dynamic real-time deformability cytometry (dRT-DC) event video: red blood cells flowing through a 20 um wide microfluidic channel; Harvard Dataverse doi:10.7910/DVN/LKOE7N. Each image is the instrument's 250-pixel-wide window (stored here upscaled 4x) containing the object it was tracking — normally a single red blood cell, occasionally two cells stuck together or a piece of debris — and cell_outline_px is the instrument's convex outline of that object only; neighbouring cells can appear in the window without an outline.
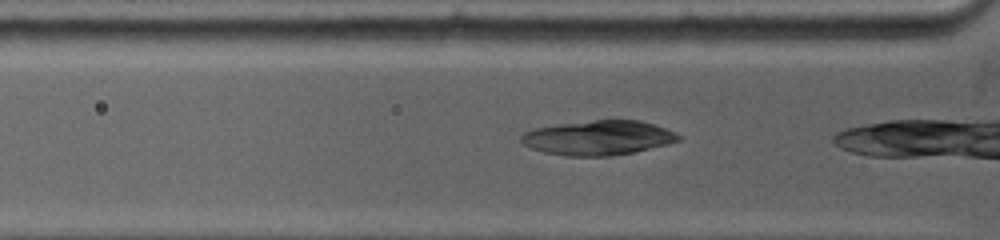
{"species": "common noctule bat (a hibernating species)", "species_latin": "Nyctalus noctula", "temperature_condition": "warm", "stored_images_in_passage": 40, "camera_frame_rate_fps": 5000, "um_per_image_px": 0.085, "animal": {"sex": "female", "body_mass_g": 19.0, "forearm_length_mm": 53.3}, "frame": {"image": 1, "passage_image": 4, "time_ms": 0.8, "image_size_px": [1000, 240], "cell_outline_px": [[680, 140], [668, 144], [632, 152], [612, 156], [564, 156], [544, 152], [532, 148], [524, 144], [520, 140], [520, 136], [524, 132], [536, 128], [556, 124], [592, 120], [640, 120], [676, 132], [680, 136]], "centroid_in_image_um": [50.83, 11.71], "position_along_channel_um": 75.0, "area_um2": 31.62}}
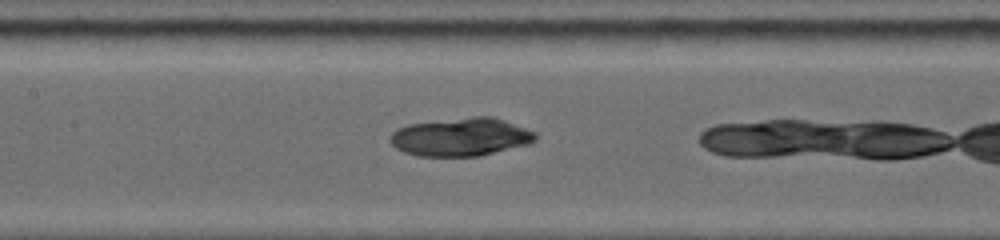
{"frame": {"image": 2, "passage_image": 13, "time_ms": 3.2, "image_size_px": [1000, 240], "cell_outline_px": [[536, 140], [528, 144], [480, 156], [420, 156], [404, 152], [396, 148], [388, 140], [388, 136], [396, 128], [408, 124], [472, 116], [492, 116], [504, 120], [536, 132]], "centroid_in_image_um": [39.14, 11.64], "position_along_channel_um": 168.3, "area_um2": 32.48}}
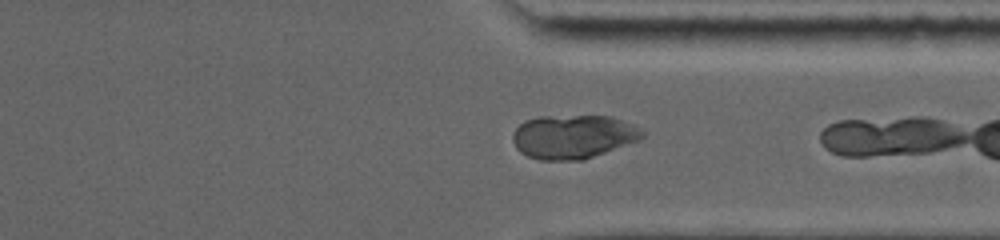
{"frame": {"image": 3, "passage_image": 33, "time_ms": 8.2, "image_size_px": [1000, 240], "cell_outline_px": [[644, 136], [640, 140], [584, 160], [540, 160], [528, 156], [520, 152], [516, 148], [512, 140], [512, 132], [524, 120], [540, 116], [612, 116], [632, 124], [640, 128], [644, 132]], "centroid_in_image_um": [48.71, 11.62], "position_along_channel_um": 362.7, "area_um2": 33.35}}